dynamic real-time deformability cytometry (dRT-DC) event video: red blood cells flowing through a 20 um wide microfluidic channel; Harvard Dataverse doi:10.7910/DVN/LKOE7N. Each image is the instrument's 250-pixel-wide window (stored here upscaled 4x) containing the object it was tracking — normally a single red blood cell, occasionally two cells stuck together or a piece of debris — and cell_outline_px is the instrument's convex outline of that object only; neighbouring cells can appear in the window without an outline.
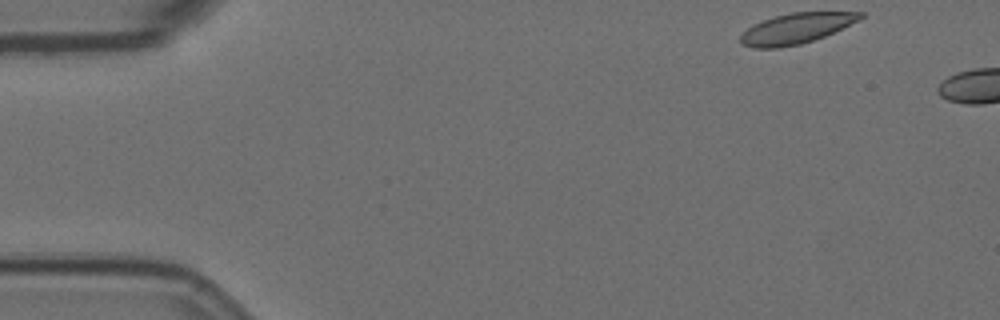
{"species": "Egyptian fruit bat (a non-hibernating species)", "species_latin": "Rousettus aegyptiacus", "temperature_condition": "room temperature", "stored_images_in_passage": 2, "camera_frame_rate_fps": 3000, "um_per_image_px": 0.085, "animal": {"sex": "female"}, "frame": {"image": 1, "passage_image": 1, "time_ms": 0.0, "image_size_px": [1000, 320], "cell_outline_px": [[864, 16], [860, 20], [824, 36], [800, 44], [780, 48], [752, 48], [740, 44], [740, 36], [748, 28], [764, 20], [776, 16], [792, 12], [864, 12]], "centroid_in_image_um": [67.67, 2.42], "position_along_channel_um": 17.3, "area_um2": 21.04}}